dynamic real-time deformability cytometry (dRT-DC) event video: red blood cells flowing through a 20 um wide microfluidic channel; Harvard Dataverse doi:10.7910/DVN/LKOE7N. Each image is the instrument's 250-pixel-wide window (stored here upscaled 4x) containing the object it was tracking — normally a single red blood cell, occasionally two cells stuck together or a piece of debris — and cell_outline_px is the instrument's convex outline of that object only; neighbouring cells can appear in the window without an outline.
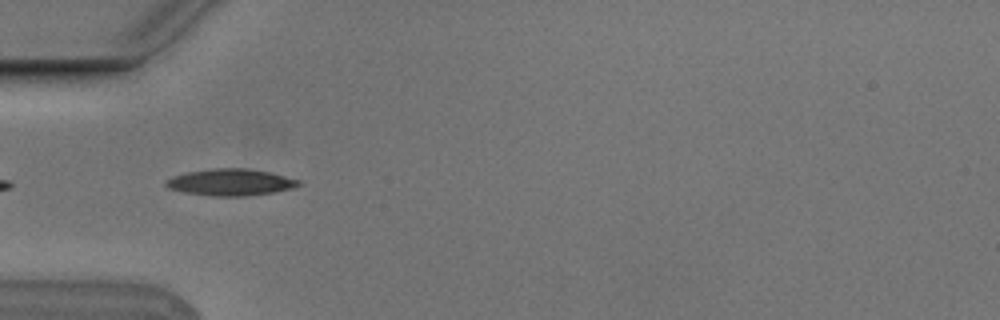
{"species": "Egyptian fruit bat (a non-hibernating species)", "species_latin": "Rousettus aegyptiacus", "temperature_condition": "cold", "stored_images_in_passage": 6, "camera_frame_rate_fps": 3000, "um_per_image_px": 0.085, "animal": {"sex": "male"}, "frame": {"image": 1, "passage_image": 4, "time_ms": 1.0, "image_size_px": [1000, 320], "cell_outline_px": [[300, 184], [292, 188], [272, 192], [244, 196], [216, 196], [184, 192], [168, 188], [164, 184], [164, 180], [172, 176], [188, 172], [212, 168], [244, 168], [268, 172], [300, 180]], "centroid_in_image_um": [19.54, 15.49], "position_along_channel_um": 65.5, "area_um2": 20.4}}
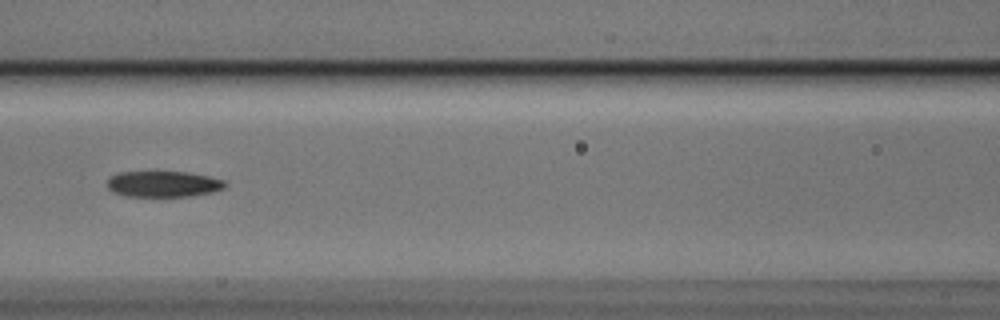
{"frame": {"image": 2, "passage_image": 6, "time_ms": 1.667, "image_size_px": [1000, 320], "cell_outline_px": [[228, 184], [224, 188], [212, 192], [188, 196], [128, 196], [112, 192], [108, 188], [108, 180], [112, 176], [120, 172], [188, 172], [208, 176], [224, 180]], "centroid_in_image_um": [13.91, 15.64], "position_along_channel_um": 152.7, "area_um2": 17.69}}